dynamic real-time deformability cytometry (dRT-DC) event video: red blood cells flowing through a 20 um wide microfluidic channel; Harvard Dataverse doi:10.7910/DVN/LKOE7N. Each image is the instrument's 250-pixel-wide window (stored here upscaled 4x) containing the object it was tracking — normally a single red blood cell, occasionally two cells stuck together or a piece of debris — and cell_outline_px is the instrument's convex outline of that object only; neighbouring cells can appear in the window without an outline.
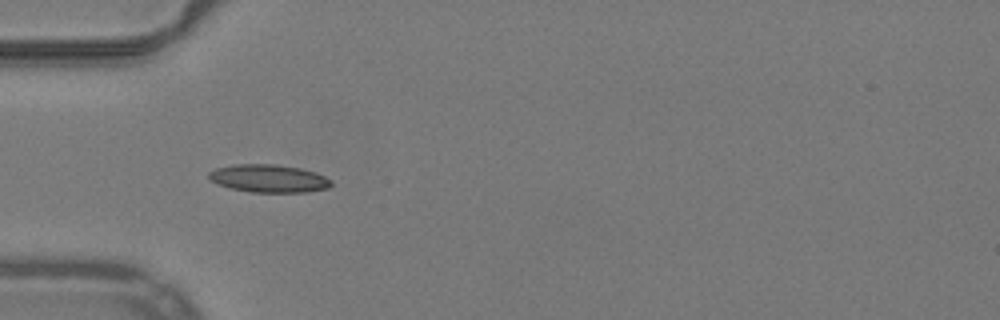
{"species": "common noctule bat (a hibernating species)", "species_latin": "Nyctalus noctula", "temperature_condition": "warm", "stored_images_in_passage": 36, "camera_frame_rate_fps": 3000, "um_per_image_px": 0.085, "animal": {"sex": "male", "body_mass_g": 19.2, "forearm_length_mm": 51.8}, "frame": {"image": 1, "passage_image": 1, "time_ms": 0.0, "image_size_px": [1000, 320], "cell_outline_px": [[332, 184], [328, 188], [308, 192], [252, 192], [232, 188], [216, 184], [208, 180], [208, 172], [216, 168], [232, 164], [276, 164], [300, 168], [316, 172], [332, 180]], "centroid_in_image_um": [22.83, 15.16], "position_along_channel_um": 62.2, "area_um2": 20.06}}
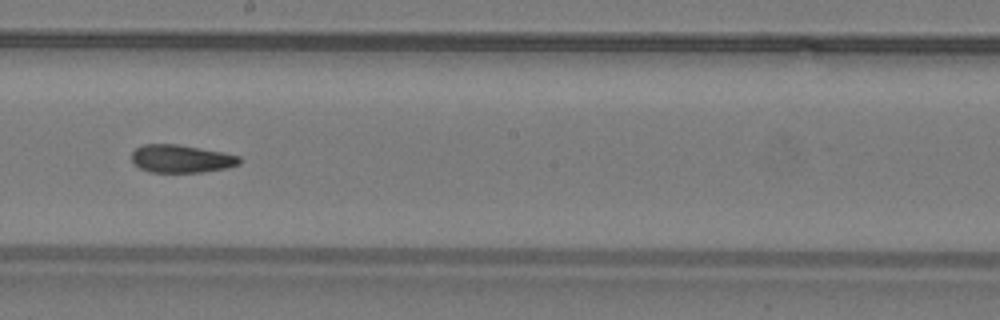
{"frame": {"image": 2, "passage_image": 14, "time_ms": 4.333, "image_size_px": [1000, 320], "cell_outline_px": [[240, 164], [228, 168], [200, 172], [152, 172], [140, 168], [132, 160], [132, 152], [136, 148], [144, 144], [176, 144], [224, 152], [240, 156]], "centroid_in_image_um": [15.43, 13.49], "position_along_channel_um": 232.8, "area_um2": 17.46}}
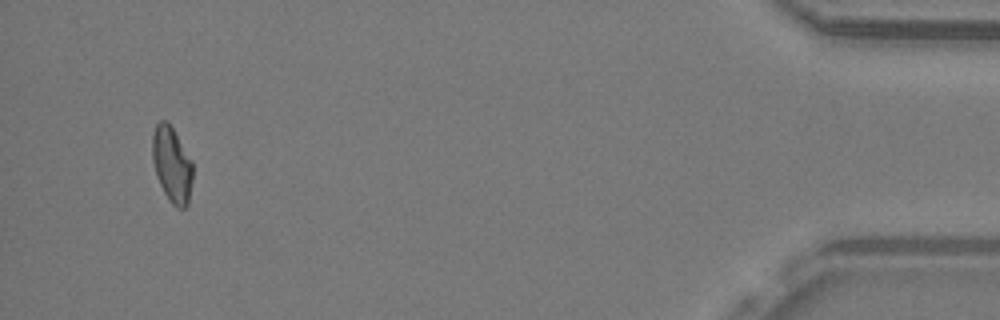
{"frame": {"image": 3, "passage_image": 34, "time_ms": 11.0, "image_size_px": [1000, 320], "cell_outline_px": [[192, 180], [188, 204], [184, 208], [176, 208], [168, 200], [160, 184], [152, 160], [152, 136], [156, 124], [160, 120], [168, 120], [192, 160]], "centroid_in_image_um": [14.61, 13.97], "position_along_channel_um": 420.6, "area_um2": 17.86}, "authors_computed_cell_mechanics": {"area_um2": 18.0336, "velocity_mm_per_s": 3.9787, "shape_relaxation_time_tau1_ms": 6.358, "shape_relaxation_time_tau2_ms": 4.5753, "deformation_change_tau1": 0.1607, "deformation_change_tau2": 0.1126}}